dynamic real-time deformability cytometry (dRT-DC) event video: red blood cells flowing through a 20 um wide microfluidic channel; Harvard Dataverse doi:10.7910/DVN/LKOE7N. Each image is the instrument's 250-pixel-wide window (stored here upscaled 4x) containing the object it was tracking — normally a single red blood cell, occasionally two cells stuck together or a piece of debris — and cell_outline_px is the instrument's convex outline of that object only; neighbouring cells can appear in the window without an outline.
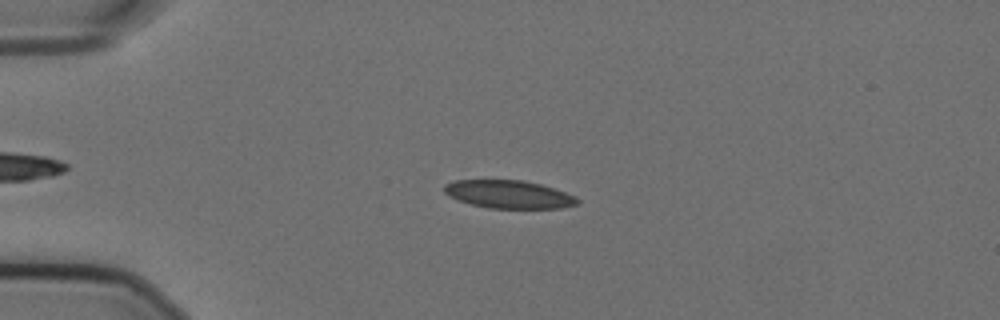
{"species": "Egyptian fruit bat (a non-hibernating species)", "species_latin": "Rousettus aegyptiacus", "temperature_condition": "cold", "stored_images_in_passage": 56, "camera_frame_rate_fps": 3000, "um_per_image_px": 0.085, "animal": {"sex": "female"}, "frame": {"image": 1, "passage_image": 13, "time_ms": 4.0, "image_size_px": [1000, 320], "cell_outline_px": [[580, 200], [576, 204], [560, 208], [488, 208], [472, 204], [448, 196], [444, 192], [444, 184], [456, 180], [520, 180], [540, 184], [576, 196]], "centroid_in_image_um": [43.23, 16.51], "position_along_channel_um": 41.8, "area_um2": 21.5}}
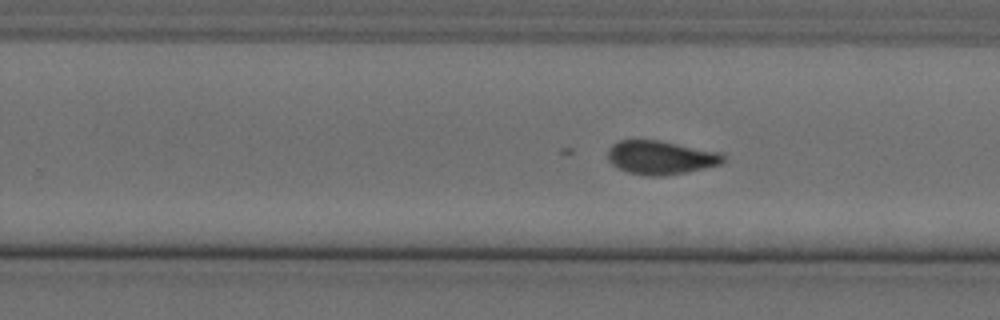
{"frame": {"image": 2, "passage_image": 35, "time_ms": 11.333, "image_size_px": [1000, 320], "cell_outline_px": [[728, 160], [720, 164], [704, 168], [684, 172], [660, 176], [648, 176], [628, 172], [612, 164], [608, 160], [608, 148], [612, 144], [620, 140], [660, 140], [720, 152], [728, 156]], "centroid_in_image_um": [56.19, 13.38], "position_along_channel_um": 273.6, "area_um2": 22.72}}
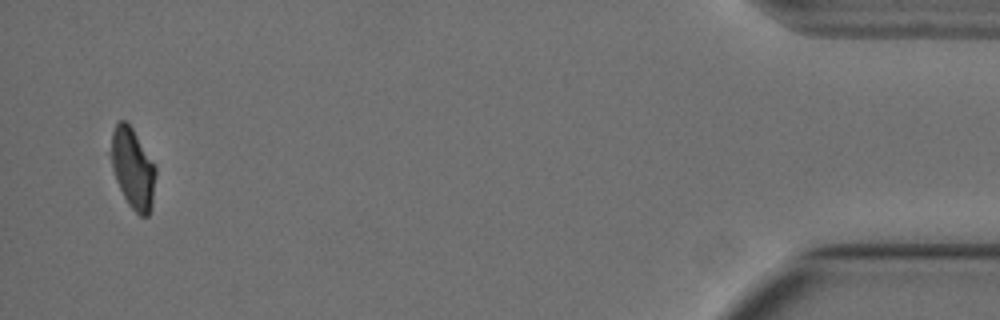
{"frame": {"image": 3, "passage_image": 54, "time_ms": 17.667, "image_size_px": [1000, 320], "cell_outline_px": [[156, 176], [152, 208], [148, 216], [140, 216], [128, 204], [116, 180], [112, 168], [112, 132], [116, 124], [120, 120], [124, 120], [132, 128], [156, 164]], "centroid_in_image_um": [11.33, 14.34], "position_along_channel_um": 423.9, "area_um2": 20.87}}